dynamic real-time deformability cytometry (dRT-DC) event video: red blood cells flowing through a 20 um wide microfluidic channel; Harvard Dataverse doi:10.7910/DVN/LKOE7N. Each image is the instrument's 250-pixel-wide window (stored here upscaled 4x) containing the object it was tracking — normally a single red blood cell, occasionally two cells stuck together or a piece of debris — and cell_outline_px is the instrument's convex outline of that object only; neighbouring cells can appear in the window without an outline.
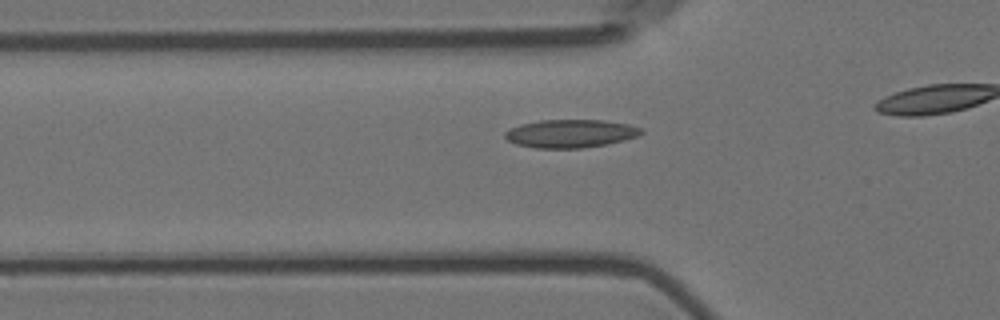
{"species": "Egyptian fruit bat (a non-hibernating species)", "species_latin": "Rousettus aegyptiacus", "temperature_condition": "room temperature", "stored_images_in_passage": 21, "camera_frame_rate_fps": 3000, "um_per_image_px": 0.085, "animal": {"sex": "female"}, "frame": {"image": 1, "passage_image": 15, "time_ms": 4.667, "image_size_px": [1000, 320], "cell_outline_px": [[644, 132], [636, 136], [624, 140], [604, 144], [580, 148], [536, 148], [516, 144], [508, 140], [504, 136], [504, 132], [520, 124], [540, 120], [604, 120], [628, 124], [640, 128]], "centroid_in_image_um": [48.47, 11.34], "position_along_channel_um": 77.3, "area_um2": 22.14}}
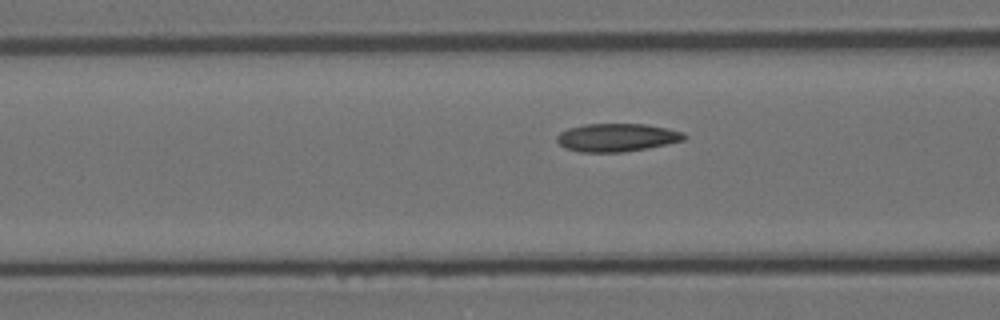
{"frame": {"image": 2, "passage_image": 18, "time_ms": 5.667, "image_size_px": [1000, 320], "cell_outline_px": [[688, 136], [684, 140], [668, 144], [648, 148], [624, 152], [580, 152], [564, 148], [556, 140], [556, 136], [560, 132], [568, 128], [584, 124], [648, 124], [668, 128], [684, 132]], "centroid_in_image_um": [52.45, 11.68], "position_along_channel_um": 114.1, "area_um2": 21.1}}